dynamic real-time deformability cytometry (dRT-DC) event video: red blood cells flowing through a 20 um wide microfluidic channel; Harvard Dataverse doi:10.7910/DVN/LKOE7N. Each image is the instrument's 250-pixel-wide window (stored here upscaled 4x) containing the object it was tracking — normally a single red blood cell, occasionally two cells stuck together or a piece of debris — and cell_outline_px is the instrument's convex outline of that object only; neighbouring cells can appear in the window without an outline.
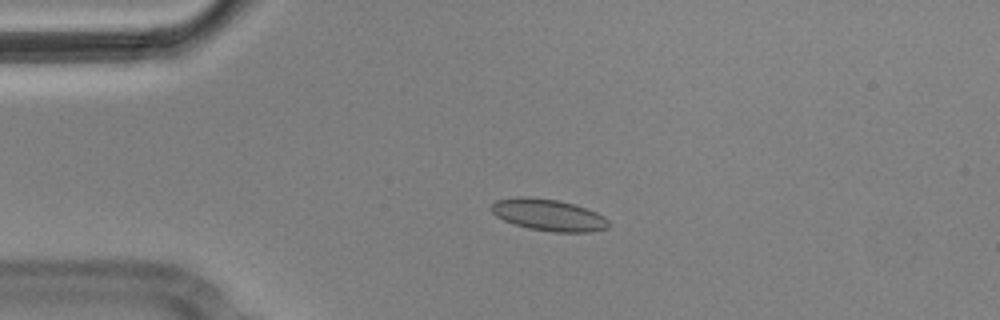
{"species": "Egyptian fruit bat (a non-hibernating species)", "species_latin": "Rousettus aegyptiacus", "temperature_condition": "cold", "stored_images_in_passage": 5, "camera_frame_rate_fps": 3000, "um_per_image_px": 0.085, "animal": {"sex": "male"}, "frame": {"image": 1, "passage_image": 4, "time_ms": 1.0, "image_size_px": [1000, 320], "cell_outline_px": [[608, 228], [592, 232], [552, 232], [528, 228], [504, 220], [496, 216], [488, 208], [496, 200], [520, 196], [524, 196], [560, 200], [596, 212], [604, 216], [608, 220]], "centroid_in_image_um": [46.6, 18.27], "position_along_channel_um": 38.4, "area_um2": 21.68}}